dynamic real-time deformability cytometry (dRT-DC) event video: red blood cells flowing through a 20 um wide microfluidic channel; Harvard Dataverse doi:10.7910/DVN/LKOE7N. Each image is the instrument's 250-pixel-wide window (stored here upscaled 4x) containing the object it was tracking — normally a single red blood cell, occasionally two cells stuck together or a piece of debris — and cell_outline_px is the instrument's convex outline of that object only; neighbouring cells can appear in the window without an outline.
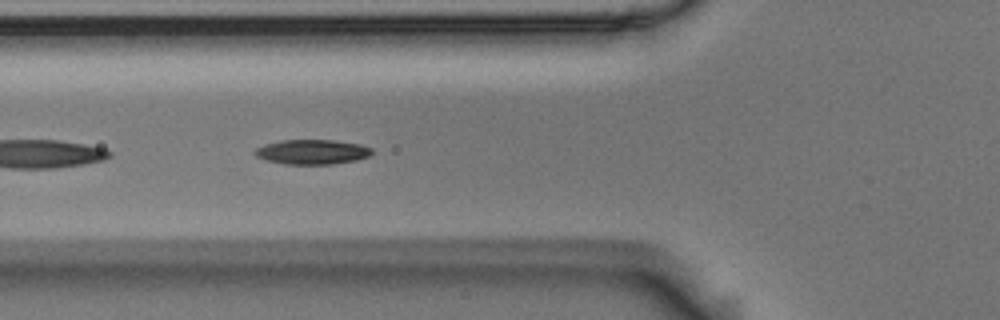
{"species": "Egyptian fruit bat (a non-hibernating species)", "species_latin": "Rousettus aegyptiacus", "temperature_condition": "room temperature", "stored_images_in_passage": 15, "camera_frame_rate_fps": 3000, "um_per_image_px": 0.085, "animal": {"sex": "male"}, "frame": {"image": 1, "passage_image": 5, "time_ms": 1.333, "image_size_px": [1000, 320], "cell_outline_px": [[372, 152], [368, 156], [356, 160], [332, 164], [284, 164], [268, 160], [256, 156], [252, 152], [256, 148], [264, 144], [280, 140], [332, 140], [360, 144], [372, 148]], "centroid_in_image_um": [26.51, 12.91], "position_along_channel_um": 99.3, "area_um2": 16.82}}
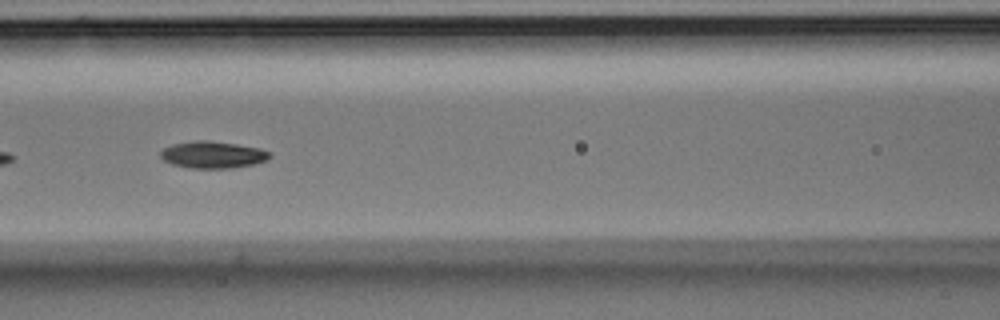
{"frame": {"image": 2, "passage_image": 9, "time_ms": 2.667, "image_size_px": [1000, 320], "cell_outline_px": [[272, 156], [268, 160], [252, 164], [232, 168], [188, 168], [172, 164], [164, 160], [160, 156], [160, 152], [164, 148], [172, 144], [196, 140], [208, 140], [236, 144], [260, 148], [272, 152]], "centroid_in_image_um": [18.11, 13.15], "position_along_channel_um": 148.5, "area_um2": 17.22}}